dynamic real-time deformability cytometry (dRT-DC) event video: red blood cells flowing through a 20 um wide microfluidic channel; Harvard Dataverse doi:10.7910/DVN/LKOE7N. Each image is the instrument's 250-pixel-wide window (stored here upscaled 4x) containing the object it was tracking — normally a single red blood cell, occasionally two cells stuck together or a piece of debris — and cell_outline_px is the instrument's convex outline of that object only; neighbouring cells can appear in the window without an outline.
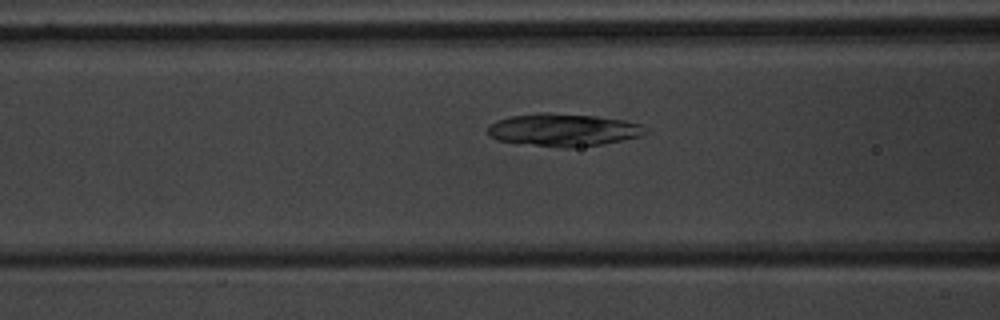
{"species": "common noctule bat (a hibernating species)", "species_latin": "Nyctalus noctula", "temperature_condition": "warm", "stored_images_in_passage": 21, "camera_frame_rate_fps": 3000, "um_per_image_px": 0.085, "animal": {"sex": "male", "body_mass_g": 20.1, "forearm_length_mm": 53.5}, "frame": {"image": 1, "passage_image": 12, "time_ms": 3.667, "image_size_px": [1000, 320], "cell_outline_px": [[648, 132], [640, 136], [604, 144], [572, 148], [560, 148], [496, 140], [488, 136], [488, 124], [496, 120], [508, 116], [596, 116], [624, 120], [644, 124]], "centroid_in_image_um": [47.93, 11.1], "position_along_channel_um": 118.7, "area_um2": 29.07}}
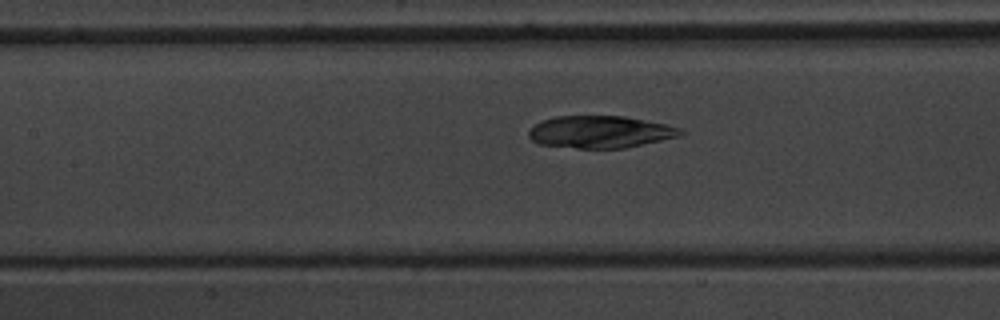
{"frame": {"image": 2, "passage_image": 15, "time_ms": 4.667, "image_size_px": [1000, 320], "cell_outline_px": [[684, 132], [680, 136], [624, 148], [576, 148], [540, 144], [532, 140], [528, 136], [528, 128], [540, 120], [556, 116], [624, 116], [664, 124], [680, 128]], "centroid_in_image_um": [50.96, 11.21], "position_along_channel_um": 156.4, "area_um2": 28.44}}